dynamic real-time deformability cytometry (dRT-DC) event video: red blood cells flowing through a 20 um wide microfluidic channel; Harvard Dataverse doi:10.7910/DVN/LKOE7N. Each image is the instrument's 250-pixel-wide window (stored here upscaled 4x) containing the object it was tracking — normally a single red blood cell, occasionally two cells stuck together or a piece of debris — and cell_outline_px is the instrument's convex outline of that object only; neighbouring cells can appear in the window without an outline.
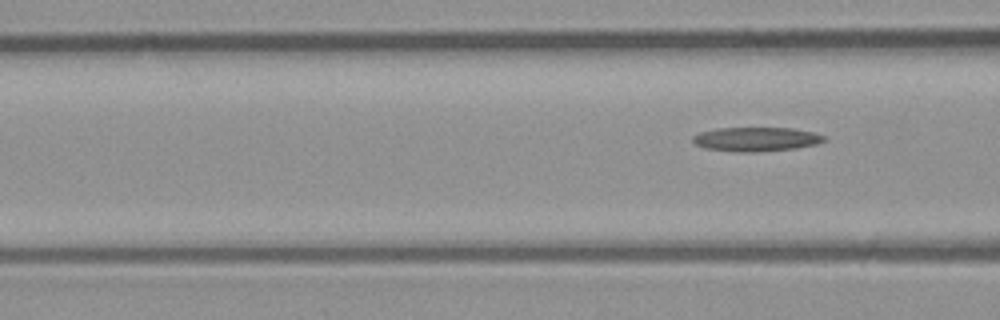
{"species": "common noctule bat (a hibernating species)", "species_latin": "Nyctalus noctula", "temperature_condition": "room temperature", "stored_images_in_passage": 4, "segment_of_instrument_passage": [2, 2], "camera_frame_rate_fps": 3000, "um_per_image_px": 0.085, "animal": {"sex": "male", "body_mass_g": 23.1, "forearm_length_mm": 52.7}, "frame": {"image": 1, "passage_image": 4, "time_ms": 1.0, "image_size_px": [1000, 320], "cell_outline_px": [[828, 140], [816, 144], [796, 148], [752, 152], [736, 152], [704, 148], [696, 144], [692, 140], [692, 136], [700, 132], [716, 128], [792, 128], [812, 132], [828, 136]], "centroid_in_image_um": [64.29, 11.83], "position_along_channel_um": 102.3, "area_um2": 18.55}}